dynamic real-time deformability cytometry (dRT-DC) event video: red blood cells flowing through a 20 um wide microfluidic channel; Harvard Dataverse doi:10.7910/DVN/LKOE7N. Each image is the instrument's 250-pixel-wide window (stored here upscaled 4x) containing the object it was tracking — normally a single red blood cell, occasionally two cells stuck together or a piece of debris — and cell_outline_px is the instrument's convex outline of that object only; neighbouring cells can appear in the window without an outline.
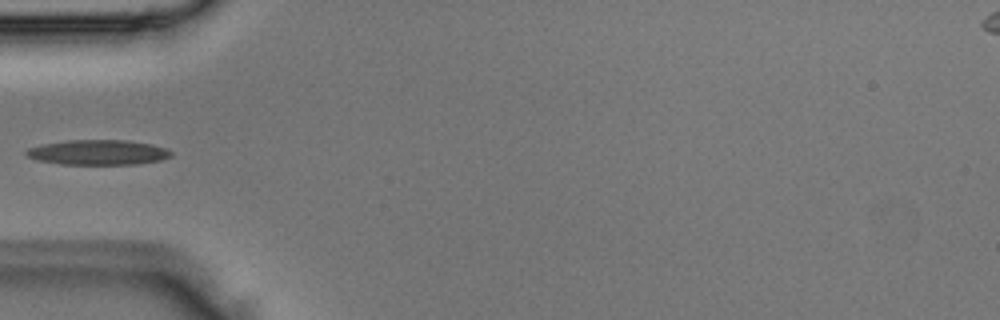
{"species": "Egyptian fruit bat (a non-hibernating species)", "species_latin": "Rousettus aegyptiacus", "temperature_condition": "room temperature", "stored_images_in_passage": 3, "camera_frame_rate_fps": 3000, "um_per_image_px": 0.085, "animal": {"sex": "male"}, "frame": {"image": 1, "passage_image": 3, "time_ms": 0.667, "image_size_px": [1000, 320], "cell_outline_px": [[172, 156], [160, 160], [136, 164], [60, 164], [36, 160], [28, 156], [24, 152], [28, 148], [40, 144], [68, 140], [128, 140], [152, 144], [164, 148], [172, 152]], "centroid_in_image_um": [8.31, 12.94], "position_along_channel_um": 76.7, "area_um2": 21.15}}